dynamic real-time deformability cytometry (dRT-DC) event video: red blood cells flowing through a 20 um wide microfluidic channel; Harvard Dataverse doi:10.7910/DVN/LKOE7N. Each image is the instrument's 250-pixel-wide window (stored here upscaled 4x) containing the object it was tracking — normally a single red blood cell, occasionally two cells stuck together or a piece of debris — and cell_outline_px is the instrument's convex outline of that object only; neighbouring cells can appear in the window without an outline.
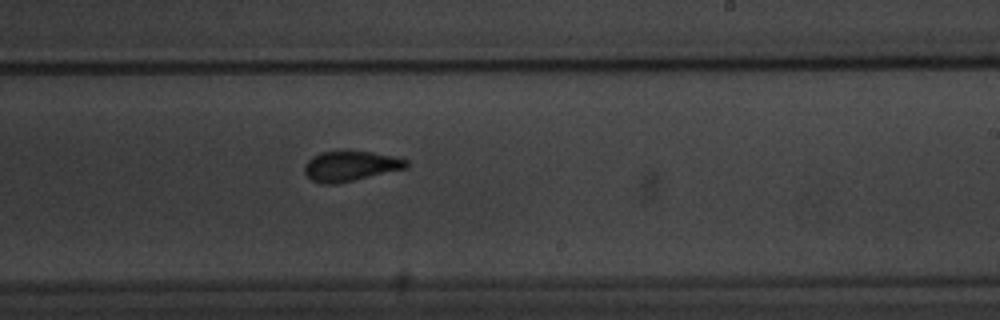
{"species": "common noctule bat (a hibernating species)", "species_latin": "Nyctalus noctula", "temperature_condition": "warm", "stored_images_in_passage": 10, "camera_frame_rate_fps": 3000, "um_per_image_px": 0.085, "animal": {"sex": "male", "body_mass_g": 20.1, "forearm_length_mm": 53.5}, "frame": {"image": 1, "passage_image": 10, "time_ms": 11.0, "image_size_px": [1000, 320], "cell_outline_px": [[408, 168], [336, 184], [320, 184], [312, 180], [304, 172], [304, 164], [312, 156], [320, 152], [340, 148], [348, 148], [372, 152], [392, 156], [408, 160]], "centroid_in_image_um": [29.75, 14.07], "position_along_channel_um": 259.2, "area_um2": 18.61}}